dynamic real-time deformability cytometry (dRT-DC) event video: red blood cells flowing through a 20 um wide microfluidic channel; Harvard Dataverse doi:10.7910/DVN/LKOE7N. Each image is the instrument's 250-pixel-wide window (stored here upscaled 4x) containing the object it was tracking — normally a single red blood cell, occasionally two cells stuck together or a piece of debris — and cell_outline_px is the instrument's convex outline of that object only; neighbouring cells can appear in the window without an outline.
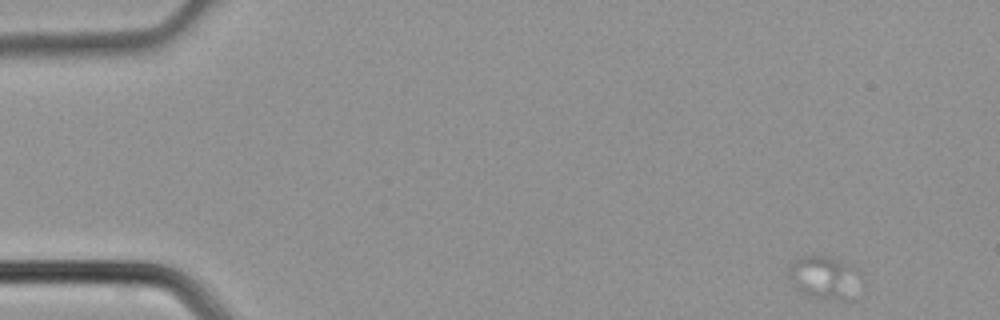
{"species": "common noctule bat (a hibernating species)", "species_latin": "Nyctalus noctula", "temperature_condition": "cold", "stored_images_in_passage": 3, "camera_frame_rate_fps": 3000, "um_per_image_px": 0.085, "animal": {"sex": "male", "body_mass_g": 21.5, "forearm_length_mm": 52.0}, "frame": {"image": 1, "passage_image": 1, "time_ms": 0.0, "image_size_px": [1000, 320], "cell_outline_px": [[864, 280], [856, 300], [840, 300], [804, 296], [796, 288], [788, 276], [788, 268], [800, 256], [824, 256], [852, 268], [860, 272]], "centroid_in_image_um": [70.14, 23.67], "position_along_channel_um": 14.9, "area_um2": 18.44}}